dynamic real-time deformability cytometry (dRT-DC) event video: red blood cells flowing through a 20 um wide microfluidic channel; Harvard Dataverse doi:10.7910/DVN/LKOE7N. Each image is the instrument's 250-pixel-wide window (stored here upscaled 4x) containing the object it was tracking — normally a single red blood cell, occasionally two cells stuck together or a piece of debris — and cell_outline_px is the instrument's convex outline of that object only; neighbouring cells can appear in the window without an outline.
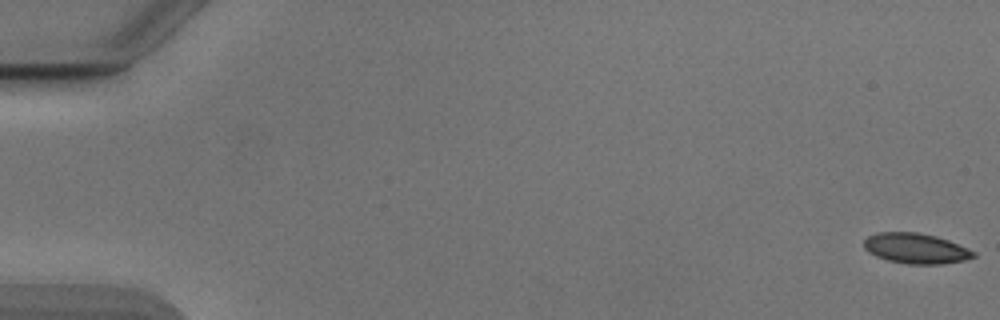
{"species": "Egyptian fruit bat (a non-hibernating species)", "species_latin": "Rousettus aegyptiacus", "temperature_condition": "cold", "stored_images_in_passage": 54, "camera_frame_rate_fps": 3000, "um_per_image_px": 0.085, "animal": {"sex": "male"}, "frame": {"image": 1, "passage_image": 1, "time_ms": 0.0, "image_size_px": [1000, 320], "cell_outline_px": [[976, 256], [964, 260], [940, 264], [908, 264], [888, 260], [876, 256], [868, 252], [864, 248], [864, 240], [868, 236], [876, 232], [920, 232], [936, 236], [948, 240], [976, 252]], "centroid_in_image_um": [77.83, 21.1], "position_along_channel_um": 7.2, "area_um2": 19.36}}
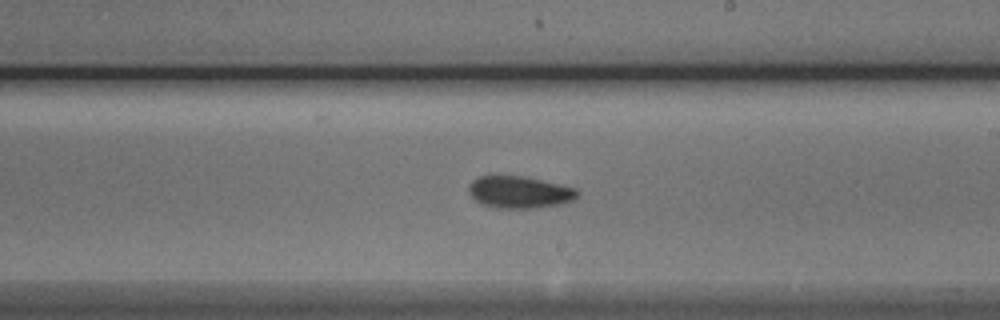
{"frame": {"image": 2, "passage_image": 32, "time_ms": 10.333, "image_size_px": [1000, 320], "cell_outline_px": [[580, 192], [572, 200], [560, 204], [536, 208], [496, 208], [480, 204], [468, 192], [468, 184], [472, 180], [480, 176], [520, 176], [540, 180], [576, 188]], "centroid_in_image_um": [44.11, 16.34], "position_along_channel_um": 244.9, "area_um2": 20.17}}
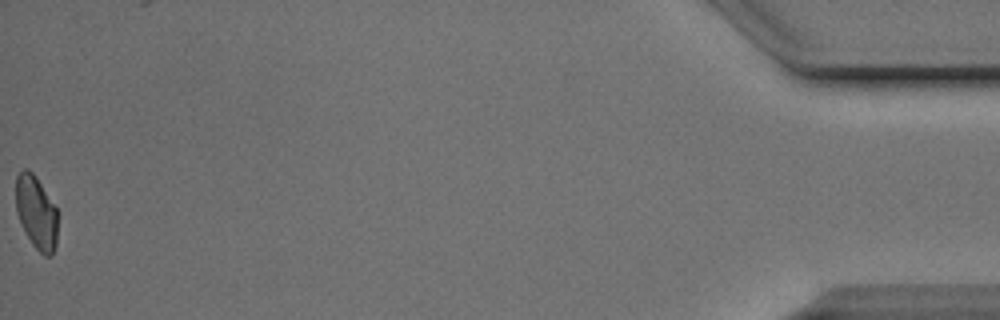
{"frame": {"image": 3, "passage_image": 54, "time_ms": 17.667, "image_size_px": [1000, 320], "cell_outline_px": [[56, 244], [52, 256], [44, 256], [32, 244], [16, 212], [16, 176], [24, 168], [28, 168], [36, 176], [56, 208]], "centroid_in_image_um": [3.07, 18.04], "position_along_channel_um": 432.1, "area_um2": 17.57}, "authors_computed_cell_mechanics": {"area_um2": 19.652, "velocity_mm_per_s": 3.8814, "shape_relaxation_time_tau1_ms": 2.9338, "shape_relaxation_time_tau2_ms": 4.3021, "deformation_change_tau1": 0.084, "deformation_change_tau2": 0.0895}}